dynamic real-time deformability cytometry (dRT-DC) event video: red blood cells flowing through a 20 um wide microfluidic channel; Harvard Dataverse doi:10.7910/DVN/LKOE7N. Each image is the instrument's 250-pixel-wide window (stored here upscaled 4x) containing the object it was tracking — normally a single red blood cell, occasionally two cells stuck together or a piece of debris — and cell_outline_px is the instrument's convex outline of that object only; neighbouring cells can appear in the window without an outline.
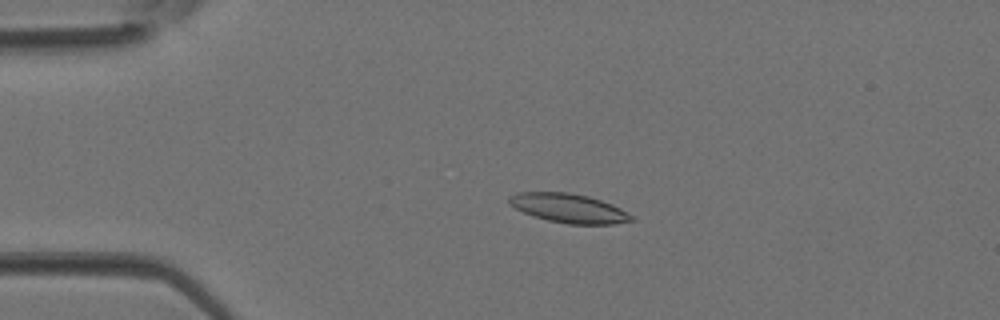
{"species": "Egyptian fruit bat (a non-hibernating species)", "species_latin": "Rousettus aegyptiacus", "temperature_condition": "room temperature", "stored_images_in_passage": 5, "camera_frame_rate_fps": 3000, "um_per_image_px": 0.085, "animal": {"sex": "female"}, "frame": {"image": 1, "passage_image": 3, "time_ms": 0.667, "image_size_px": [1000, 320], "cell_outline_px": [[636, 220], [612, 224], [568, 224], [548, 220], [524, 212], [508, 204], [508, 196], [516, 192], [568, 192], [588, 196], [612, 204], [620, 208], [632, 216]], "centroid_in_image_um": [48.33, 17.69], "position_along_channel_um": 36.7, "area_um2": 20.63}}
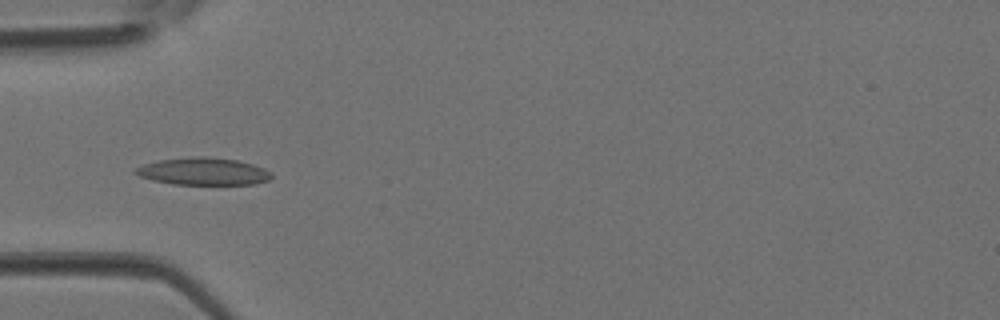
{"frame": {"image": 2, "passage_image": 4, "time_ms": 1.0, "image_size_px": [1000, 320], "cell_outline_px": [[272, 176], [268, 180], [256, 184], [172, 184], [152, 180], [140, 176], [132, 172], [136, 168], [144, 164], [160, 160], [192, 156], [204, 156], [236, 160], [252, 164], [264, 168], [272, 172]], "centroid_in_image_um": [17.28, 14.57], "position_along_channel_um": 67.7, "area_um2": 21.62}}
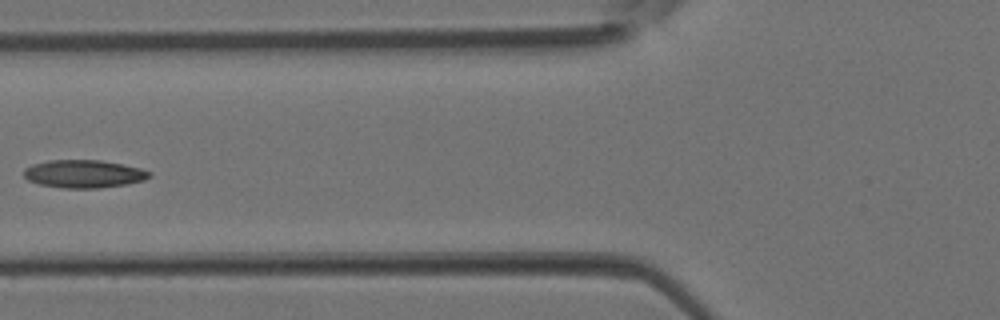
{"frame": {"image": 3, "passage_image": 5, "time_ms": 1.333, "image_size_px": [1000, 320], "cell_outline_px": [[152, 176], [144, 180], [128, 184], [100, 188], [64, 188], [40, 184], [28, 180], [24, 176], [24, 168], [32, 164], [48, 160], [100, 160], [140, 168], [152, 172]], "centroid_in_image_um": [7.13, 14.78], "position_along_channel_um": 118.7, "area_um2": 20.46}}